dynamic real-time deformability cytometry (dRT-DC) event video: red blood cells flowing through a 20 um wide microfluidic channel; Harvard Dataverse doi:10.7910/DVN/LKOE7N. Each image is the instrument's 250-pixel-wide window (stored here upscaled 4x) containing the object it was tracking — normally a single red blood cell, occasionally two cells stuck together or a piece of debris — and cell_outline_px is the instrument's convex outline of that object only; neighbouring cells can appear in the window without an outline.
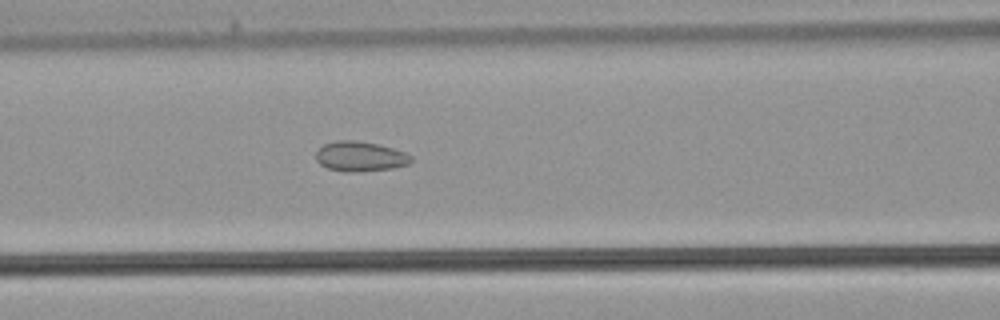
{"species": "common noctule bat (a hibernating species)", "species_latin": "Nyctalus noctula", "temperature_condition": "warm", "stored_images_in_passage": 32, "camera_frame_rate_fps": 3000, "um_per_image_px": 0.085, "animal": {"sex": "male", "body_mass_g": 21.5, "forearm_length_mm": 52.0}, "frame": {"image": 1, "passage_image": 12, "time_ms": 3.667, "image_size_px": [1000, 320], "cell_outline_px": [[412, 160], [408, 164], [392, 168], [356, 172], [344, 172], [328, 168], [320, 164], [316, 160], [316, 152], [324, 144], [336, 140], [356, 140], [376, 144], [392, 148], [404, 152], [412, 156]], "centroid_in_image_um": [30.59, 13.3], "position_along_channel_um": 136.0, "area_um2": 16.53}}
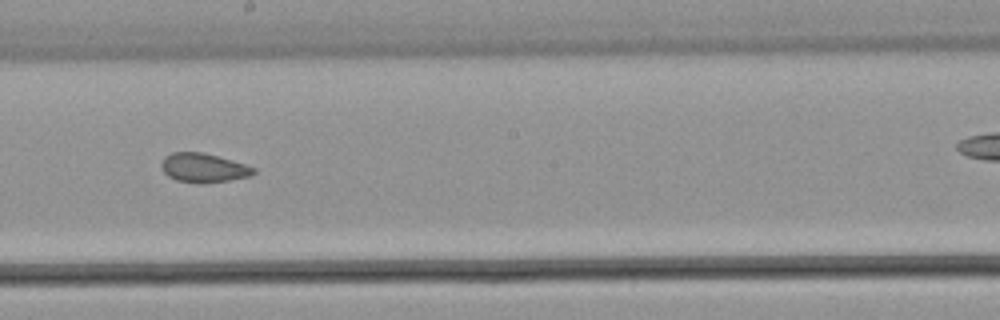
{"frame": {"image": 2, "passage_image": 18, "time_ms": 5.667, "image_size_px": [1000, 320], "cell_outline_px": [[256, 172], [248, 176], [228, 180], [204, 184], [200, 184], [176, 180], [168, 176], [160, 168], [160, 164], [164, 156], [172, 152], [200, 152], [216, 156], [244, 164], [256, 168]], "centroid_in_image_um": [17.24, 14.27], "position_along_channel_um": 231.0, "area_um2": 15.61}}
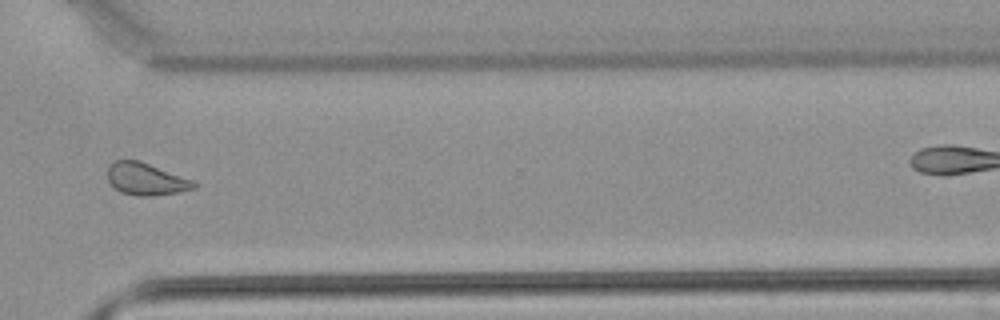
{"frame": {"image": 3, "passage_image": 26, "time_ms": 8.333, "image_size_px": [1000, 320], "cell_outline_px": [[196, 188], [180, 192], [152, 196], [136, 196], [120, 192], [108, 180], [108, 168], [116, 160], [140, 160], [192, 180], [196, 184]], "centroid_in_image_um": [12.42, 15.23], "position_along_channel_um": 358.2, "area_um2": 16.07}}